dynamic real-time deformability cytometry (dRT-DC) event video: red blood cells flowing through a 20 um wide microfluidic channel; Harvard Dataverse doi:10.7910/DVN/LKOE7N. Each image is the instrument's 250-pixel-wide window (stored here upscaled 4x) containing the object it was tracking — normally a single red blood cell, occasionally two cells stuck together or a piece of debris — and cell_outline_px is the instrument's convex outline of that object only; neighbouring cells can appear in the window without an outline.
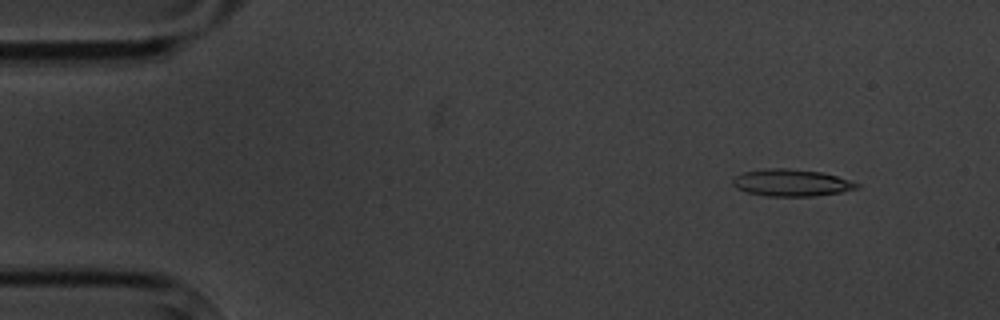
{"species": "common noctule bat (a hibernating species)", "species_latin": "Nyctalus noctula", "temperature_condition": "cold", "stored_images_in_passage": 4, "camera_frame_rate_fps": 3000, "um_per_image_px": 0.085, "animal": {"sex": "male", "body_mass_g": 20.1, "forearm_length_mm": 53.5}, "frame": {"image": 1, "passage_image": 1, "time_ms": 0.0, "image_size_px": [1000, 320], "cell_outline_px": [[860, 188], [840, 192], [816, 196], [764, 196], [748, 192], [736, 188], [732, 184], [732, 176], [744, 172], [764, 168], [784, 168], [824, 172], [860, 184]], "centroid_in_image_um": [67.24, 15.53], "position_along_channel_um": 17.8, "area_um2": 19.65}}
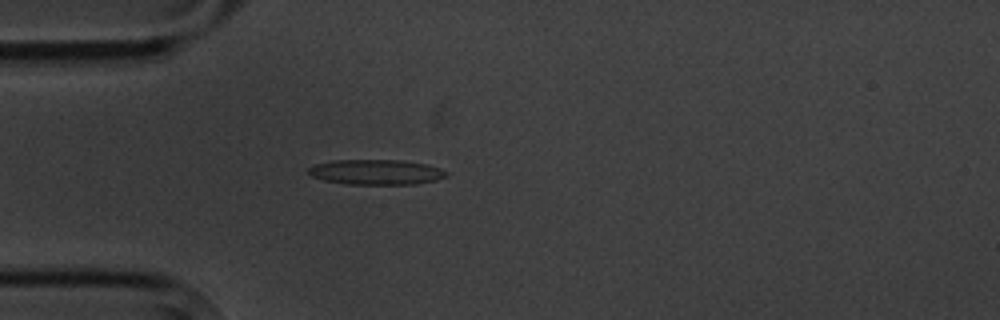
{"frame": {"image": 2, "passage_image": 4, "time_ms": 3.333, "image_size_px": [1000, 320], "cell_outline_px": [[448, 176], [436, 180], [416, 184], [348, 184], [324, 180], [312, 176], [308, 172], [308, 168], [316, 164], [332, 160], [400, 160], [428, 164], [440, 168], [448, 172]], "centroid_in_image_um": [32.01, 14.62], "position_along_channel_um": 53.0, "area_um2": 20.23}}